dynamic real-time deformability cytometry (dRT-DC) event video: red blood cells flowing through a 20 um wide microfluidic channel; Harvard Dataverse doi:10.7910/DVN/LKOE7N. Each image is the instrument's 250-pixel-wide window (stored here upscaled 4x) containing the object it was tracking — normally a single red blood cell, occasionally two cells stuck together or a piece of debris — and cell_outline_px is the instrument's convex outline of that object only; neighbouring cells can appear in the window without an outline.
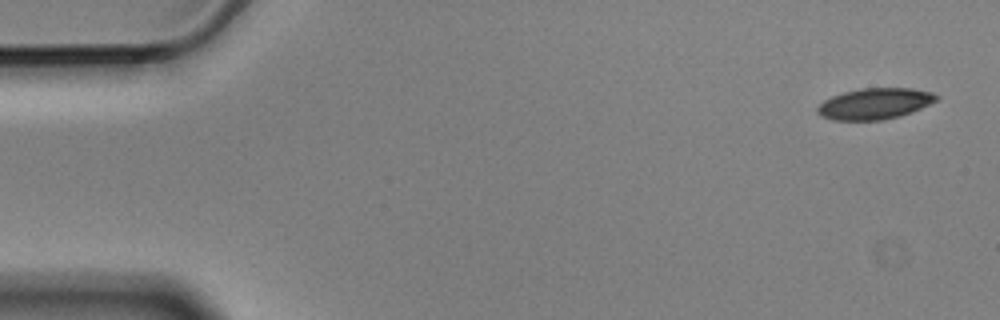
{"species": "Egyptian fruit bat (a non-hibernating species)", "species_latin": "Rousettus aegyptiacus", "temperature_condition": "cold", "stored_images_in_passage": 5, "camera_frame_rate_fps": 3000, "um_per_image_px": 0.085, "animal": {"sex": "male"}, "frame": {"image": 1, "passage_image": 1, "time_ms": 0.0, "image_size_px": [1000, 320], "cell_outline_px": [[940, 96], [936, 100], [912, 112], [900, 116], [884, 120], [832, 120], [816, 112], [816, 108], [824, 100], [832, 96], [844, 92], [860, 88], [912, 88], [932, 92]], "centroid_in_image_um": [74.35, 8.81], "position_along_channel_um": 10.6, "area_um2": 21.5}}
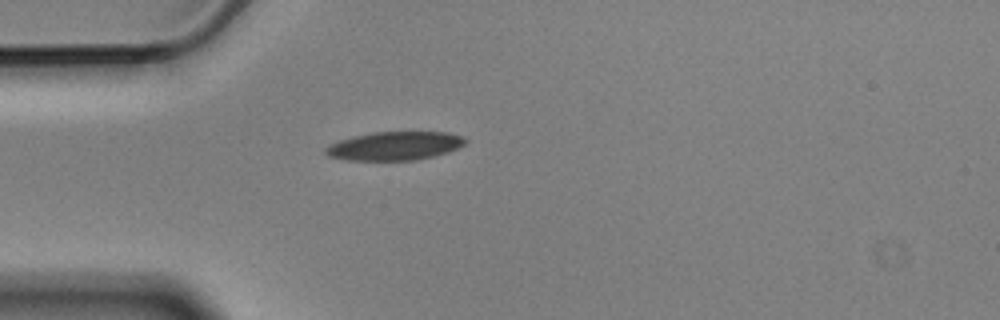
{"frame": {"image": 2, "passage_image": 5, "time_ms": 1.333, "image_size_px": [1000, 320], "cell_outline_px": [[468, 140], [464, 144], [448, 152], [416, 160], [348, 160], [328, 156], [324, 152], [324, 148], [340, 140], [372, 132], [448, 132], [460, 136]], "centroid_in_image_um": [33.54, 12.4], "position_along_channel_um": 51.5, "area_um2": 23.0}}